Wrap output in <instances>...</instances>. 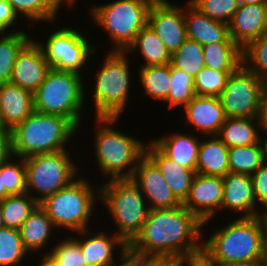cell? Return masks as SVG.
Segmentation results:
<instances>
[{
    "instance_id": "obj_24",
    "label": "cell",
    "mask_w": 267,
    "mask_h": 266,
    "mask_svg": "<svg viewBox=\"0 0 267 266\" xmlns=\"http://www.w3.org/2000/svg\"><path fill=\"white\" fill-rule=\"evenodd\" d=\"M200 137L179 131L161 135L151 140L166 156L176 161L180 166L196 172Z\"/></svg>"
},
{
    "instance_id": "obj_4",
    "label": "cell",
    "mask_w": 267,
    "mask_h": 266,
    "mask_svg": "<svg viewBox=\"0 0 267 266\" xmlns=\"http://www.w3.org/2000/svg\"><path fill=\"white\" fill-rule=\"evenodd\" d=\"M79 130L63 116L33 111L9 132L13 156L27 158L35 154L67 150L66 144Z\"/></svg>"
},
{
    "instance_id": "obj_25",
    "label": "cell",
    "mask_w": 267,
    "mask_h": 266,
    "mask_svg": "<svg viewBox=\"0 0 267 266\" xmlns=\"http://www.w3.org/2000/svg\"><path fill=\"white\" fill-rule=\"evenodd\" d=\"M55 226L46 212L38 205L19 229L24 248L32 254H38L51 242L53 235H57ZM54 232V233H53ZM50 239V240H49Z\"/></svg>"
},
{
    "instance_id": "obj_26",
    "label": "cell",
    "mask_w": 267,
    "mask_h": 266,
    "mask_svg": "<svg viewBox=\"0 0 267 266\" xmlns=\"http://www.w3.org/2000/svg\"><path fill=\"white\" fill-rule=\"evenodd\" d=\"M261 118H226L217 137L228 147L261 143Z\"/></svg>"
},
{
    "instance_id": "obj_28",
    "label": "cell",
    "mask_w": 267,
    "mask_h": 266,
    "mask_svg": "<svg viewBox=\"0 0 267 266\" xmlns=\"http://www.w3.org/2000/svg\"><path fill=\"white\" fill-rule=\"evenodd\" d=\"M136 49L144 60L139 66L167 65L171 62V53L149 25L136 35L134 43L126 52L135 53Z\"/></svg>"
},
{
    "instance_id": "obj_50",
    "label": "cell",
    "mask_w": 267,
    "mask_h": 266,
    "mask_svg": "<svg viewBox=\"0 0 267 266\" xmlns=\"http://www.w3.org/2000/svg\"><path fill=\"white\" fill-rule=\"evenodd\" d=\"M114 266H142V260L127 254L118 265Z\"/></svg>"
},
{
    "instance_id": "obj_56",
    "label": "cell",
    "mask_w": 267,
    "mask_h": 266,
    "mask_svg": "<svg viewBox=\"0 0 267 266\" xmlns=\"http://www.w3.org/2000/svg\"><path fill=\"white\" fill-rule=\"evenodd\" d=\"M63 2V4L68 8L70 9V6L72 8H74V6H76V3L78 0H61Z\"/></svg>"
},
{
    "instance_id": "obj_46",
    "label": "cell",
    "mask_w": 267,
    "mask_h": 266,
    "mask_svg": "<svg viewBox=\"0 0 267 266\" xmlns=\"http://www.w3.org/2000/svg\"><path fill=\"white\" fill-rule=\"evenodd\" d=\"M11 157H13V152L10 134L0 136V167H2Z\"/></svg>"
},
{
    "instance_id": "obj_7",
    "label": "cell",
    "mask_w": 267,
    "mask_h": 266,
    "mask_svg": "<svg viewBox=\"0 0 267 266\" xmlns=\"http://www.w3.org/2000/svg\"><path fill=\"white\" fill-rule=\"evenodd\" d=\"M98 71L93 74L94 117H121L130 99L133 75L126 51H107ZM131 71V72H130Z\"/></svg>"
},
{
    "instance_id": "obj_1",
    "label": "cell",
    "mask_w": 267,
    "mask_h": 266,
    "mask_svg": "<svg viewBox=\"0 0 267 266\" xmlns=\"http://www.w3.org/2000/svg\"><path fill=\"white\" fill-rule=\"evenodd\" d=\"M202 229L203 223L183 204L151 209L128 254L142 261L183 260L202 252Z\"/></svg>"
},
{
    "instance_id": "obj_52",
    "label": "cell",
    "mask_w": 267,
    "mask_h": 266,
    "mask_svg": "<svg viewBox=\"0 0 267 266\" xmlns=\"http://www.w3.org/2000/svg\"><path fill=\"white\" fill-rule=\"evenodd\" d=\"M261 137H263L261 138V143L263 147L264 162H267V131H263V135Z\"/></svg>"
},
{
    "instance_id": "obj_37",
    "label": "cell",
    "mask_w": 267,
    "mask_h": 266,
    "mask_svg": "<svg viewBox=\"0 0 267 266\" xmlns=\"http://www.w3.org/2000/svg\"><path fill=\"white\" fill-rule=\"evenodd\" d=\"M27 254L19 230L0 229V266H20Z\"/></svg>"
},
{
    "instance_id": "obj_17",
    "label": "cell",
    "mask_w": 267,
    "mask_h": 266,
    "mask_svg": "<svg viewBox=\"0 0 267 266\" xmlns=\"http://www.w3.org/2000/svg\"><path fill=\"white\" fill-rule=\"evenodd\" d=\"M50 69L42 48L32 39L17 56L10 83L34 93Z\"/></svg>"
},
{
    "instance_id": "obj_30",
    "label": "cell",
    "mask_w": 267,
    "mask_h": 266,
    "mask_svg": "<svg viewBox=\"0 0 267 266\" xmlns=\"http://www.w3.org/2000/svg\"><path fill=\"white\" fill-rule=\"evenodd\" d=\"M205 67L236 71L242 64V49L235 42H212L203 46Z\"/></svg>"
},
{
    "instance_id": "obj_32",
    "label": "cell",
    "mask_w": 267,
    "mask_h": 266,
    "mask_svg": "<svg viewBox=\"0 0 267 266\" xmlns=\"http://www.w3.org/2000/svg\"><path fill=\"white\" fill-rule=\"evenodd\" d=\"M32 39L24 30L0 33V84L10 82L18 54Z\"/></svg>"
},
{
    "instance_id": "obj_13",
    "label": "cell",
    "mask_w": 267,
    "mask_h": 266,
    "mask_svg": "<svg viewBox=\"0 0 267 266\" xmlns=\"http://www.w3.org/2000/svg\"><path fill=\"white\" fill-rule=\"evenodd\" d=\"M148 25L172 54L187 39L184 6L168 0H155L148 14Z\"/></svg>"
},
{
    "instance_id": "obj_53",
    "label": "cell",
    "mask_w": 267,
    "mask_h": 266,
    "mask_svg": "<svg viewBox=\"0 0 267 266\" xmlns=\"http://www.w3.org/2000/svg\"><path fill=\"white\" fill-rule=\"evenodd\" d=\"M239 4L247 5H257V4H267V0H238Z\"/></svg>"
},
{
    "instance_id": "obj_48",
    "label": "cell",
    "mask_w": 267,
    "mask_h": 266,
    "mask_svg": "<svg viewBox=\"0 0 267 266\" xmlns=\"http://www.w3.org/2000/svg\"><path fill=\"white\" fill-rule=\"evenodd\" d=\"M222 266H267V259L266 257H264L249 261L232 262L229 264H224Z\"/></svg>"
},
{
    "instance_id": "obj_14",
    "label": "cell",
    "mask_w": 267,
    "mask_h": 266,
    "mask_svg": "<svg viewBox=\"0 0 267 266\" xmlns=\"http://www.w3.org/2000/svg\"><path fill=\"white\" fill-rule=\"evenodd\" d=\"M92 231L90 233L89 228V230L85 229L80 232H75L73 237L80 245L86 266H114L128 254V245L115 233L108 235L107 230L96 233H92ZM116 249L120 253L116 254ZM114 251L116 252L114 253ZM118 254L120 256H117V258L119 257L117 262L114 255Z\"/></svg>"
},
{
    "instance_id": "obj_40",
    "label": "cell",
    "mask_w": 267,
    "mask_h": 266,
    "mask_svg": "<svg viewBox=\"0 0 267 266\" xmlns=\"http://www.w3.org/2000/svg\"><path fill=\"white\" fill-rule=\"evenodd\" d=\"M17 159V160H16ZM3 186L9 195L26 193V167L25 160L21 157H11L0 167Z\"/></svg>"
},
{
    "instance_id": "obj_6",
    "label": "cell",
    "mask_w": 267,
    "mask_h": 266,
    "mask_svg": "<svg viewBox=\"0 0 267 266\" xmlns=\"http://www.w3.org/2000/svg\"><path fill=\"white\" fill-rule=\"evenodd\" d=\"M84 79L81 74L51 68L33 93L34 111L63 116L79 129L84 122L80 121L82 113L87 112L84 111L87 103Z\"/></svg>"
},
{
    "instance_id": "obj_27",
    "label": "cell",
    "mask_w": 267,
    "mask_h": 266,
    "mask_svg": "<svg viewBox=\"0 0 267 266\" xmlns=\"http://www.w3.org/2000/svg\"><path fill=\"white\" fill-rule=\"evenodd\" d=\"M201 140L196 173L207 176L224 177L229 173L228 147L217 137Z\"/></svg>"
},
{
    "instance_id": "obj_3",
    "label": "cell",
    "mask_w": 267,
    "mask_h": 266,
    "mask_svg": "<svg viewBox=\"0 0 267 266\" xmlns=\"http://www.w3.org/2000/svg\"><path fill=\"white\" fill-rule=\"evenodd\" d=\"M92 118L96 129L91 145L100 173L109 177L105 180L132 178L139 160L145 155L147 142L116 129L114 125L121 117Z\"/></svg>"
},
{
    "instance_id": "obj_2",
    "label": "cell",
    "mask_w": 267,
    "mask_h": 266,
    "mask_svg": "<svg viewBox=\"0 0 267 266\" xmlns=\"http://www.w3.org/2000/svg\"><path fill=\"white\" fill-rule=\"evenodd\" d=\"M233 218L202 241V252L220 266L266 257L267 242L261 216Z\"/></svg>"
},
{
    "instance_id": "obj_35",
    "label": "cell",
    "mask_w": 267,
    "mask_h": 266,
    "mask_svg": "<svg viewBox=\"0 0 267 266\" xmlns=\"http://www.w3.org/2000/svg\"><path fill=\"white\" fill-rule=\"evenodd\" d=\"M170 64L195 77L205 67L203 46L187 38L180 48L171 54Z\"/></svg>"
},
{
    "instance_id": "obj_33",
    "label": "cell",
    "mask_w": 267,
    "mask_h": 266,
    "mask_svg": "<svg viewBox=\"0 0 267 266\" xmlns=\"http://www.w3.org/2000/svg\"><path fill=\"white\" fill-rule=\"evenodd\" d=\"M39 205L27 192L19 195H9L0 201V209L4 226L19 230L22 223Z\"/></svg>"
},
{
    "instance_id": "obj_21",
    "label": "cell",
    "mask_w": 267,
    "mask_h": 266,
    "mask_svg": "<svg viewBox=\"0 0 267 266\" xmlns=\"http://www.w3.org/2000/svg\"><path fill=\"white\" fill-rule=\"evenodd\" d=\"M147 142L145 155L158 167L175 198L183 204L189 195L196 172L170 159L151 140Z\"/></svg>"
},
{
    "instance_id": "obj_54",
    "label": "cell",
    "mask_w": 267,
    "mask_h": 266,
    "mask_svg": "<svg viewBox=\"0 0 267 266\" xmlns=\"http://www.w3.org/2000/svg\"><path fill=\"white\" fill-rule=\"evenodd\" d=\"M9 194L6 192L5 186H3L2 175H0V201L8 197Z\"/></svg>"
},
{
    "instance_id": "obj_15",
    "label": "cell",
    "mask_w": 267,
    "mask_h": 266,
    "mask_svg": "<svg viewBox=\"0 0 267 266\" xmlns=\"http://www.w3.org/2000/svg\"><path fill=\"white\" fill-rule=\"evenodd\" d=\"M223 200V177L195 174L190 192L183 205L192 212L204 226L212 222L221 208Z\"/></svg>"
},
{
    "instance_id": "obj_42",
    "label": "cell",
    "mask_w": 267,
    "mask_h": 266,
    "mask_svg": "<svg viewBox=\"0 0 267 266\" xmlns=\"http://www.w3.org/2000/svg\"><path fill=\"white\" fill-rule=\"evenodd\" d=\"M49 251L61 266H86L80 245L72 236L61 238Z\"/></svg>"
},
{
    "instance_id": "obj_39",
    "label": "cell",
    "mask_w": 267,
    "mask_h": 266,
    "mask_svg": "<svg viewBox=\"0 0 267 266\" xmlns=\"http://www.w3.org/2000/svg\"><path fill=\"white\" fill-rule=\"evenodd\" d=\"M235 71H218L204 67L194 77V90L197 96L218 97L226 86L231 73Z\"/></svg>"
},
{
    "instance_id": "obj_47",
    "label": "cell",
    "mask_w": 267,
    "mask_h": 266,
    "mask_svg": "<svg viewBox=\"0 0 267 266\" xmlns=\"http://www.w3.org/2000/svg\"><path fill=\"white\" fill-rule=\"evenodd\" d=\"M260 118L263 126V131H267V80L263 81L261 88Z\"/></svg>"
},
{
    "instance_id": "obj_43",
    "label": "cell",
    "mask_w": 267,
    "mask_h": 266,
    "mask_svg": "<svg viewBox=\"0 0 267 266\" xmlns=\"http://www.w3.org/2000/svg\"><path fill=\"white\" fill-rule=\"evenodd\" d=\"M251 178L256 205L263 210L267 208V162H263Z\"/></svg>"
},
{
    "instance_id": "obj_55",
    "label": "cell",
    "mask_w": 267,
    "mask_h": 266,
    "mask_svg": "<svg viewBox=\"0 0 267 266\" xmlns=\"http://www.w3.org/2000/svg\"><path fill=\"white\" fill-rule=\"evenodd\" d=\"M260 216H261V218L263 219V222H264L266 242H267V208L262 210Z\"/></svg>"
},
{
    "instance_id": "obj_5",
    "label": "cell",
    "mask_w": 267,
    "mask_h": 266,
    "mask_svg": "<svg viewBox=\"0 0 267 266\" xmlns=\"http://www.w3.org/2000/svg\"><path fill=\"white\" fill-rule=\"evenodd\" d=\"M89 181L87 175L84 178L79 175L67 187L39 203L58 229L56 233L60 228L70 233L89 228L96 203L100 204V185L94 186Z\"/></svg>"
},
{
    "instance_id": "obj_10",
    "label": "cell",
    "mask_w": 267,
    "mask_h": 266,
    "mask_svg": "<svg viewBox=\"0 0 267 266\" xmlns=\"http://www.w3.org/2000/svg\"><path fill=\"white\" fill-rule=\"evenodd\" d=\"M71 151L35 154L24 158L26 192L38 203L67 187L80 174V164L72 161ZM78 164V165H77ZM34 193V194H33Z\"/></svg>"
},
{
    "instance_id": "obj_51",
    "label": "cell",
    "mask_w": 267,
    "mask_h": 266,
    "mask_svg": "<svg viewBox=\"0 0 267 266\" xmlns=\"http://www.w3.org/2000/svg\"><path fill=\"white\" fill-rule=\"evenodd\" d=\"M142 266H181L180 261H142Z\"/></svg>"
},
{
    "instance_id": "obj_16",
    "label": "cell",
    "mask_w": 267,
    "mask_h": 266,
    "mask_svg": "<svg viewBox=\"0 0 267 266\" xmlns=\"http://www.w3.org/2000/svg\"><path fill=\"white\" fill-rule=\"evenodd\" d=\"M132 179L137 183L150 210L169 209L181 205L158 167L146 155L139 160Z\"/></svg>"
},
{
    "instance_id": "obj_36",
    "label": "cell",
    "mask_w": 267,
    "mask_h": 266,
    "mask_svg": "<svg viewBox=\"0 0 267 266\" xmlns=\"http://www.w3.org/2000/svg\"><path fill=\"white\" fill-rule=\"evenodd\" d=\"M171 79V89L164 104L167 103L170 109L179 107L182 110L196 96L194 77L171 65Z\"/></svg>"
},
{
    "instance_id": "obj_23",
    "label": "cell",
    "mask_w": 267,
    "mask_h": 266,
    "mask_svg": "<svg viewBox=\"0 0 267 266\" xmlns=\"http://www.w3.org/2000/svg\"><path fill=\"white\" fill-rule=\"evenodd\" d=\"M34 111L33 93L12 83L0 84V114L10 132Z\"/></svg>"
},
{
    "instance_id": "obj_58",
    "label": "cell",
    "mask_w": 267,
    "mask_h": 266,
    "mask_svg": "<svg viewBox=\"0 0 267 266\" xmlns=\"http://www.w3.org/2000/svg\"><path fill=\"white\" fill-rule=\"evenodd\" d=\"M4 223H3V218H2V212H1V209H0V229L4 228Z\"/></svg>"
},
{
    "instance_id": "obj_31",
    "label": "cell",
    "mask_w": 267,
    "mask_h": 266,
    "mask_svg": "<svg viewBox=\"0 0 267 266\" xmlns=\"http://www.w3.org/2000/svg\"><path fill=\"white\" fill-rule=\"evenodd\" d=\"M7 2L20 19L24 17L32 25L34 22L42 21L54 24L59 18L57 17L59 12L65 6L61 0H7Z\"/></svg>"
},
{
    "instance_id": "obj_41",
    "label": "cell",
    "mask_w": 267,
    "mask_h": 266,
    "mask_svg": "<svg viewBox=\"0 0 267 266\" xmlns=\"http://www.w3.org/2000/svg\"><path fill=\"white\" fill-rule=\"evenodd\" d=\"M201 13L213 20L229 24L239 7L238 0H188Z\"/></svg>"
},
{
    "instance_id": "obj_19",
    "label": "cell",
    "mask_w": 267,
    "mask_h": 266,
    "mask_svg": "<svg viewBox=\"0 0 267 266\" xmlns=\"http://www.w3.org/2000/svg\"><path fill=\"white\" fill-rule=\"evenodd\" d=\"M182 111L187 128L193 126L202 137L217 136L226 119L218 97L196 95Z\"/></svg>"
},
{
    "instance_id": "obj_11",
    "label": "cell",
    "mask_w": 267,
    "mask_h": 266,
    "mask_svg": "<svg viewBox=\"0 0 267 266\" xmlns=\"http://www.w3.org/2000/svg\"><path fill=\"white\" fill-rule=\"evenodd\" d=\"M58 27L51 34L47 32L45 42H36L42 48L51 68L82 75L83 69L90 65L88 62L90 63L97 46L92 45L88 39L90 37H86L76 27Z\"/></svg>"
},
{
    "instance_id": "obj_20",
    "label": "cell",
    "mask_w": 267,
    "mask_h": 266,
    "mask_svg": "<svg viewBox=\"0 0 267 266\" xmlns=\"http://www.w3.org/2000/svg\"><path fill=\"white\" fill-rule=\"evenodd\" d=\"M228 28L232 40L243 50L267 31V4H239Z\"/></svg>"
},
{
    "instance_id": "obj_38",
    "label": "cell",
    "mask_w": 267,
    "mask_h": 266,
    "mask_svg": "<svg viewBox=\"0 0 267 266\" xmlns=\"http://www.w3.org/2000/svg\"><path fill=\"white\" fill-rule=\"evenodd\" d=\"M243 65L260 79L267 80V31L242 50Z\"/></svg>"
},
{
    "instance_id": "obj_49",
    "label": "cell",
    "mask_w": 267,
    "mask_h": 266,
    "mask_svg": "<svg viewBox=\"0 0 267 266\" xmlns=\"http://www.w3.org/2000/svg\"><path fill=\"white\" fill-rule=\"evenodd\" d=\"M41 255V259L39 260L41 263L37 264L38 266H61L60 263L49 253L44 252Z\"/></svg>"
},
{
    "instance_id": "obj_22",
    "label": "cell",
    "mask_w": 267,
    "mask_h": 266,
    "mask_svg": "<svg viewBox=\"0 0 267 266\" xmlns=\"http://www.w3.org/2000/svg\"><path fill=\"white\" fill-rule=\"evenodd\" d=\"M183 5L188 39L202 46L212 42H234L229 35L228 24L211 19L189 1Z\"/></svg>"
},
{
    "instance_id": "obj_44",
    "label": "cell",
    "mask_w": 267,
    "mask_h": 266,
    "mask_svg": "<svg viewBox=\"0 0 267 266\" xmlns=\"http://www.w3.org/2000/svg\"><path fill=\"white\" fill-rule=\"evenodd\" d=\"M18 20H20V18L17 16L13 7L7 2V0H0V33H6L9 29V33L20 31L21 28H16L15 30V25L19 23Z\"/></svg>"
},
{
    "instance_id": "obj_8",
    "label": "cell",
    "mask_w": 267,
    "mask_h": 266,
    "mask_svg": "<svg viewBox=\"0 0 267 266\" xmlns=\"http://www.w3.org/2000/svg\"><path fill=\"white\" fill-rule=\"evenodd\" d=\"M100 202L115 221V234L129 245L140 233L150 210L137 183L132 178L106 180L100 184Z\"/></svg>"
},
{
    "instance_id": "obj_45",
    "label": "cell",
    "mask_w": 267,
    "mask_h": 266,
    "mask_svg": "<svg viewBox=\"0 0 267 266\" xmlns=\"http://www.w3.org/2000/svg\"><path fill=\"white\" fill-rule=\"evenodd\" d=\"M181 266H220L211 261L203 252L180 260Z\"/></svg>"
},
{
    "instance_id": "obj_34",
    "label": "cell",
    "mask_w": 267,
    "mask_h": 266,
    "mask_svg": "<svg viewBox=\"0 0 267 266\" xmlns=\"http://www.w3.org/2000/svg\"><path fill=\"white\" fill-rule=\"evenodd\" d=\"M264 162L262 143L230 147L229 172L252 175Z\"/></svg>"
},
{
    "instance_id": "obj_29",
    "label": "cell",
    "mask_w": 267,
    "mask_h": 266,
    "mask_svg": "<svg viewBox=\"0 0 267 266\" xmlns=\"http://www.w3.org/2000/svg\"><path fill=\"white\" fill-rule=\"evenodd\" d=\"M142 96L165 102L171 89V64L138 67Z\"/></svg>"
},
{
    "instance_id": "obj_57",
    "label": "cell",
    "mask_w": 267,
    "mask_h": 266,
    "mask_svg": "<svg viewBox=\"0 0 267 266\" xmlns=\"http://www.w3.org/2000/svg\"><path fill=\"white\" fill-rule=\"evenodd\" d=\"M6 134H9V132L3 126V122H2V118L0 114V136L6 135Z\"/></svg>"
},
{
    "instance_id": "obj_12",
    "label": "cell",
    "mask_w": 267,
    "mask_h": 266,
    "mask_svg": "<svg viewBox=\"0 0 267 266\" xmlns=\"http://www.w3.org/2000/svg\"><path fill=\"white\" fill-rule=\"evenodd\" d=\"M262 84L243 64L231 73L218 96L226 118L260 117Z\"/></svg>"
},
{
    "instance_id": "obj_18",
    "label": "cell",
    "mask_w": 267,
    "mask_h": 266,
    "mask_svg": "<svg viewBox=\"0 0 267 266\" xmlns=\"http://www.w3.org/2000/svg\"><path fill=\"white\" fill-rule=\"evenodd\" d=\"M232 211L238 217L260 216L262 210L256 205L251 175L227 173L223 177V200L220 210Z\"/></svg>"
},
{
    "instance_id": "obj_9",
    "label": "cell",
    "mask_w": 267,
    "mask_h": 266,
    "mask_svg": "<svg viewBox=\"0 0 267 266\" xmlns=\"http://www.w3.org/2000/svg\"><path fill=\"white\" fill-rule=\"evenodd\" d=\"M155 0H113L89 8L92 22L108 35L110 51H127L136 35L148 25L149 10Z\"/></svg>"
}]
</instances>
